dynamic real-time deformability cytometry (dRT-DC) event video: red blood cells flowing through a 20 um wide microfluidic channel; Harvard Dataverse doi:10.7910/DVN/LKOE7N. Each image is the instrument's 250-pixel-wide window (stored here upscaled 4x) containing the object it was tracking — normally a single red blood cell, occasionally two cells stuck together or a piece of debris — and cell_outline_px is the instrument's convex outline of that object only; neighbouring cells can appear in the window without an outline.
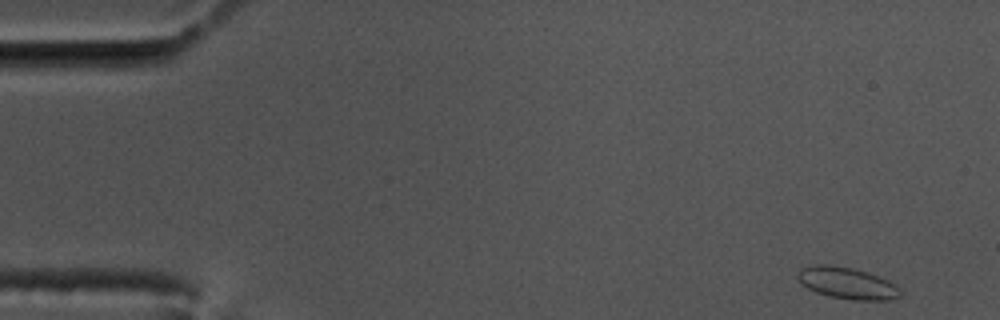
{"species": "common noctule bat (a hibernating species)", "species_latin": "Nyctalus noctula", "temperature_condition": "cold", "stored_images_in_passage": 8, "camera_frame_rate_fps": 3000, "um_per_image_px": 0.085, "animal": {"sex": "male", "body_mass_g": 17.5, "forearm_length_mm": 52.3}, "frame": {"image": 1, "passage_image": 1, "time_ms": 0.0, "image_size_px": [1000, 320], "cell_outline_px": [[900, 296], [888, 300], [852, 300], [828, 296], [816, 292], [808, 288], [796, 276], [800, 268], [816, 264], [824, 264], [852, 268], [888, 280], [896, 284], [900, 292]], "centroid_in_image_um": [71.99, 24.07], "position_along_channel_um": 13.0, "area_um2": 18.67}}